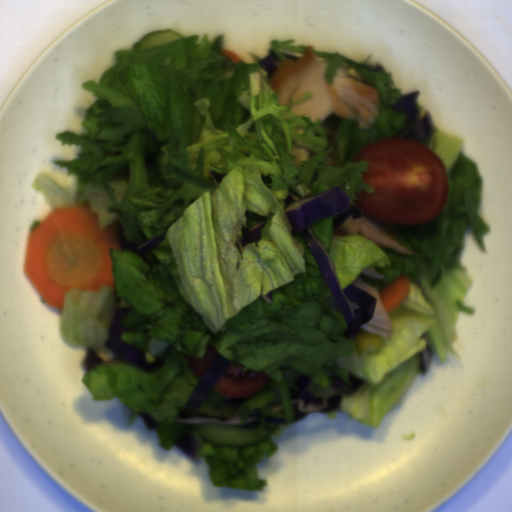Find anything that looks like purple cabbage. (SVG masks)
Segmentation results:
<instances>
[{
	"label": "purple cabbage",
	"instance_id": "1",
	"mask_svg": "<svg viewBox=\"0 0 512 512\" xmlns=\"http://www.w3.org/2000/svg\"><path fill=\"white\" fill-rule=\"evenodd\" d=\"M284 202V213L292 224L293 235L301 237L310 249L346 320L347 328L342 336L353 341L360 326L367 324L374 317L376 297L351 284L342 289L333 263L323 244L313 234L311 224L338 214L333 221L336 230L350 217L351 219L360 218L362 210L356 204H351L348 193L343 191L341 186L329 188L305 198H299L290 193Z\"/></svg>",
	"mask_w": 512,
	"mask_h": 512
},
{
	"label": "purple cabbage",
	"instance_id": "2",
	"mask_svg": "<svg viewBox=\"0 0 512 512\" xmlns=\"http://www.w3.org/2000/svg\"><path fill=\"white\" fill-rule=\"evenodd\" d=\"M331 388L335 391V395L329 398H318L310 390L312 380L305 375H299L293 385L299 390L290 388V402L295 410L293 423L298 422L309 413H332L339 407L343 397H353L358 393L364 384V380L352 373L348 372L350 384L345 383L342 378L331 373Z\"/></svg>",
	"mask_w": 512,
	"mask_h": 512
},
{
	"label": "purple cabbage",
	"instance_id": "3",
	"mask_svg": "<svg viewBox=\"0 0 512 512\" xmlns=\"http://www.w3.org/2000/svg\"><path fill=\"white\" fill-rule=\"evenodd\" d=\"M129 308H120L115 311L114 318L107 331L108 337L103 345L109 350L115 352L118 357L104 361L99 354L91 347L88 348L82 362L83 370L88 372L91 368L109 367L123 362L134 364L138 369L146 372L157 371L165 365V360H155L153 363H147L144 351L123 340V332H127L123 318Z\"/></svg>",
	"mask_w": 512,
	"mask_h": 512
},
{
	"label": "purple cabbage",
	"instance_id": "4",
	"mask_svg": "<svg viewBox=\"0 0 512 512\" xmlns=\"http://www.w3.org/2000/svg\"><path fill=\"white\" fill-rule=\"evenodd\" d=\"M421 92L416 90L400 98L392 109L396 112L404 111L411 121L412 126L399 138L418 140L423 143L433 132L432 115L426 109L418 110L416 99Z\"/></svg>",
	"mask_w": 512,
	"mask_h": 512
},
{
	"label": "purple cabbage",
	"instance_id": "5",
	"mask_svg": "<svg viewBox=\"0 0 512 512\" xmlns=\"http://www.w3.org/2000/svg\"><path fill=\"white\" fill-rule=\"evenodd\" d=\"M231 364V360L222 354H218L199 379L183 409H199L205 402L210 390L215 386Z\"/></svg>",
	"mask_w": 512,
	"mask_h": 512
},
{
	"label": "purple cabbage",
	"instance_id": "6",
	"mask_svg": "<svg viewBox=\"0 0 512 512\" xmlns=\"http://www.w3.org/2000/svg\"><path fill=\"white\" fill-rule=\"evenodd\" d=\"M262 410L260 407H256L251 411L244 423H240L241 414H236L230 418L218 417V416H207L204 414H193L182 417H176L175 421L182 425H203V424H223L230 426H243V427H255L261 422Z\"/></svg>",
	"mask_w": 512,
	"mask_h": 512
},
{
	"label": "purple cabbage",
	"instance_id": "7",
	"mask_svg": "<svg viewBox=\"0 0 512 512\" xmlns=\"http://www.w3.org/2000/svg\"><path fill=\"white\" fill-rule=\"evenodd\" d=\"M117 233H118V238H119V246H120L121 250H128V251L134 253L135 255L139 256L143 260L146 259L147 251L155 246H158L165 239V236H166V233L164 231L162 234L157 235V236L143 242L141 245L137 246L134 244L133 241H128L126 239L125 233H124V226L121 225L120 223L117 224Z\"/></svg>",
	"mask_w": 512,
	"mask_h": 512
},
{
	"label": "purple cabbage",
	"instance_id": "8",
	"mask_svg": "<svg viewBox=\"0 0 512 512\" xmlns=\"http://www.w3.org/2000/svg\"><path fill=\"white\" fill-rule=\"evenodd\" d=\"M178 449L193 461H198V444L188 434L175 442Z\"/></svg>",
	"mask_w": 512,
	"mask_h": 512
},
{
	"label": "purple cabbage",
	"instance_id": "9",
	"mask_svg": "<svg viewBox=\"0 0 512 512\" xmlns=\"http://www.w3.org/2000/svg\"><path fill=\"white\" fill-rule=\"evenodd\" d=\"M268 220H263L260 223L252 226L251 228H242L241 242L244 245L255 242L261 238L260 230H263Z\"/></svg>",
	"mask_w": 512,
	"mask_h": 512
},
{
	"label": "purple cabbage",
	"instance_id": "10",
	"mask_svg": "<svg viewBox=\"0 0 512 512\" xmlns=\"http://www.w3.org/2000/svg\"><path fill=\"white\" fill-rule=\"evenodd\" d=\"M279 57L275 54L273 50L268 51L267 55L261 59L258 60V64L266 70L269 78L271 79L274 75L279 63H280Z\"/></svg>",
	"mask_w": 512,
	"mask_h": 512
},
{
	"label": "purple cabbage",
	"instance_id": "11",
	"mask_svg": "<svg viewBox=\"0 0 512 512\" xmlns=\"http://www.w3.org/2000/svg\"><path fill=\"white\" fill-rule=\"evenodd\" d=\"M432 348L431 345H427L425 349L421 352L420 359H419V371L421 375H426L431 367L432 362Z\"/></svg>",
	"mask_w": 512,
	"mask_h": 512
},
{
	"label": "purple cabbage",
	"instance_id": "12",
	"mask_svg": "<svg viewBox=\"0 0 512 512\" xmlns=\"http://www.w3.org/2000/svg\"><path fill=\"white\" fill-rule=\"evenodd\" d=\"M139 414H140L142 420L144 421L146 427L148 428V430L150 432L155 431L158 422L153 417H151L147 412L141 411Z\"/></svg>",
	"mask_w": 512,
	"mask_h": 512
},
{
	"label": "purple cabbage",
	"instance_id": "13",
	"mask_svg": "<svg viewBox=\"0 0 512 512\" xmlns=\"http://www.w3.org/2000/svg\"><path fill=\"white\" fill-rule=\"evenodd\" d=\"M265 423L275 424V425H288L286 420L279 417H271L270 415L265 416Z\"/></svg>",
	"mask_w": 512,
	"mask_h": 512
},
{
	"label": "purple cabbage",
	"instance_id": "14",
	"mask_svg": "<svg viewBox=\"0 0 512 512\" xmlns=\"http://www.w3.org/2000/svg\"><path fill=\"white\" fill-rule=\"evenodd\" d=\"M244 397L243 398H229L226 402L227 404H230L233 408L239 409L240 406L243 404Z\"/></svg>",
	"mask_w": 512,
	"mask_h": 512
},
{
	"label": "purple cabbage",
	"instance_id": "15",
	"mask_svg": "<svg viewBox=\"0 0 512 512\" xmlns=\"http://www.w3.org/2000/svg\"><path fill=\"white\" fill-rule=\"evenodd\" d=\"M209 174H210V177H211L215 187L220 185L221 180L225 176V175H219L217 172H209Z\"/></svg>",
	"mask_w": 512,
	"mask_h": 512
},
{
	"label": "purple cabbage",
	"instance_id": "16",
	"mask_svg": "<svg viewBox=\"0 0 512 512\" xmlns=\"http://www.w3.org/2000/svg\"><path fill=\"white\" fill-rule=\"evenodd\" d=\"M261 297H262V298H263V300H264L266 303H268L269 305H270V304H273V293H272V291H271V292H269V293H267V294H265V295H263V296H261Z\"/></svg>",
	"mask_w": 512,
	"mask_h": 512
},
{
	"label": "purple cabbage",
	"instance_id": "17",
	"mask_svg": "<svg viewBox=\"0 0 512 512\" xmlns=\"http://www.w3.org/2000/svg\"><path fill=\"white\" fill-rule=\"evenodd\" d=\"M282 404H283V402L280 399L274 406H272L271 408L273 410V413H281Z\"/></svg>",
	"mask_w": 512,
	"mask_h": 512
}]
</instances>
